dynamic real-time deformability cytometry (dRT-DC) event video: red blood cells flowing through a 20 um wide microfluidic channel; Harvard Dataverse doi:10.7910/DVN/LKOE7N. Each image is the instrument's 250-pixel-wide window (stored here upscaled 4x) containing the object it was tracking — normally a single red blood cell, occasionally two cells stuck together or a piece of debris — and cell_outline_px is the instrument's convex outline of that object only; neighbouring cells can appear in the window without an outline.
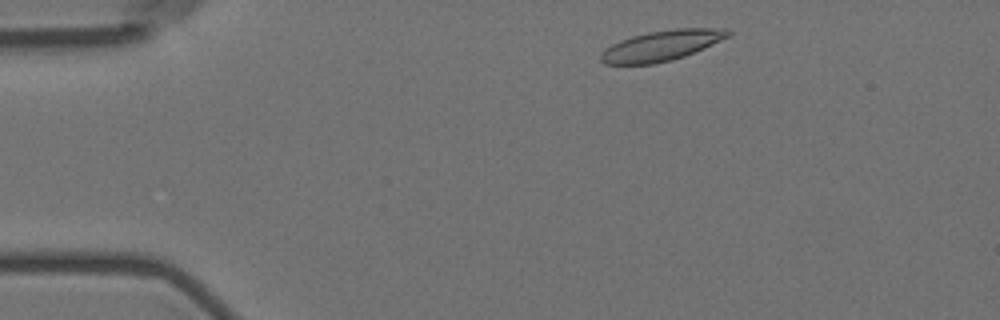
{"species": "Egyptian fruit bat (a non-hibernating species)", "species_latin": "Rousettus aegyptiacus", "temperature_condition": "room temperature", "stored_images_in_passage": 3, "camera_frame_rate_fps": 3000, "um_per_image_px": 0.085, "animal": {"sex": "female"}, "frame": {"image": 1, "passage_image": 1, "time_ms": 0.0, "image_size_px": [1000, 320], "cell_outline_px": [[732, 36], [704, 48], [684, 56], [672, 60], [652, 64], [604, 64], [600, 60], [600, 56], [612, 44], [620, 40], [632, 36], [648, 32], [676, 28], [728, 28], [732, 32]], "centroid_in_image_um": [56.31, 3.86], "position_along_channel_um": 28.7, "area_um2": 22.54}}